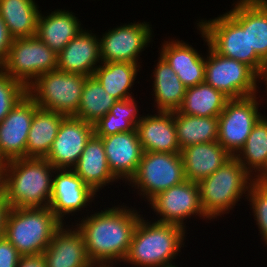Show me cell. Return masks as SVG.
I'll list each match as a JSON object with an SVG mask.
<instances>
[{
    "mask_svg": "<svg viewBox=\"0 0 267 267\" xmlns=\"http://www.w3.org/2000/svg\"><path fill=\"white\" fill-rule=\"evenodd\" d=\"M140 212L132 206L118 204L93 211L90 215L86 212L87 215L74 220L84 237L87 255L93 265L116 266L124 261L135 227L143 215Z\"/></svg>",
    "mask_w": 267,
    "mask_h": 267,
    "instance_id": "6da1fadb",
    "label": "cell"
},
{
    "mask_svg": "<svg viewBox=\"0 0 267 267\" xmlns=\"http://www.w3.org/2000/svg\"><path fill=\"white\" fill-rule=\"evenodd\" d=\"M232 9L214 19L196 20L208 45L218 54L250 66L256 73L265 63L250 49L248 40V0H237Z\"/></svg>",
    "mask_w": 267,
    "mask_h": 267,
    "instance_id": "7a4b0ae2",
    "label": "cell"
},
{
    "mask_svg": "<svg viewBox=\"0 0 267 267\" xmlns=\"http://www.w3.org/2000/svg\"><path fill=\"white\" fill-rule=\"evenodd\" d=\"M55 168L45 158L7 162L3 193L11 208L49 207Z\"/></svg>",
    "mask_w": 267,
    "mask_h": 267,
    "instance_id": "3957f363",
    "label": "cell"
},
{
    "mask_svg": "<svg viewBox=\"0 0 267 267\" xmlns=\"http://www.w3.org/2000/svg\"><path fill=\"white\" fill-rule=\"evenodd\" d=\"M147 219V220H146ZM187 231L179 225L140 217L133 232L124 264L132 267H159L174 264L184 247ZM179 253V254H178Z\"/></svg>",
    "mask_w": 267,
    "mask_h": 267,
    "instance_id": "277c9868",
    "label": "cell"
},
{
    "mask_svg": "<svg viewBox=\"0 0 267 267\" xmlns=\"http://www.w3.org/2000/svg\"><path fill=\"white\" fill-rule=\"evenodd\" d=\"M253 177L232 156L212 175L198 182L200 204L205 216L213 222L229 214L242 197H247ZM244 194V195H243Z\"/></svg>",
    "mask_w": 267,
    "mask_h": 267,
    "instance_id": "5b68a950",
    "label": "cell"
},
{
    "mask_svg": "<svg viewBox=\"0 0 267 267\" xmlns=\"http://www.w3.org/2000/svg\"><path fill=\"white\" fill-rule=\"evenodd\" d=\"M61 226L50 207L11 208L5 237L22 256H38Z\"/></svg>",
    "mask_w": 267,
    "mask_h": 267,
    "instance_id": "8992f818",
    "label": "cell"
},
{
    "mask_svg": "<svg viewBox=\"0 0 267 267\" xmlns=\"http://www.w3.org/2000/svg\"><path fill=\"white\" fill-rule=\"evenodd\" d=\"M86 78L55 69L41 74L27 87V94L39 108L74 116L79 109Z\"/></svg>",
    "mask_w": 267,
    "mask_h": 267,
    "instance_id": "52a82bcc",
    "label": "cell"
},
{
    "mask_svg": "<svg viewBox=\"0 0 267 267\" xmlns=\"http://www.w3.org/2000/svg\"><path fill=\"white\" fill-rule=\"evenodd\" d=\"M207 49L205 80L229 99H239L257 94V73L247 64L216 53L209 45L205 33L198 27Z\"/></svg>",
    "mask_w": 267,
    "mask_h": 267,
    "instance_id": "ba28073f",
    "label": "cell"
},
{
    "mask_svg": "<svg viewBox=\"0 0 267 267\" xmlns=\"http://www.w3.org/2000/svg\"><path fill=\"white\" fill-rule=\"evenodd\" d=\"M181 153L143 152L136 174L127 183L144 201L185 181Z\"/></svg>",
    "mask_w": 267,
    "mask_h": 267,
    "instance_id": "9c48e42d",
    "label": "cell"
},
{
    "mask_svg": "<svg viewBox=\"0 0 267 267\" xmlns=\"http://www.w3.org/2000/svg\"><path fill=\"white\" fill-rule=\"evenodd\" d=\"M57 55L36 35L17 38L0 69L29 87L41 74L57 69Z\"/></svg>",
    "mask_w": 267,
    "mask_h": 267,
    "instance_id": "30bf717a",
    "label": "cell"
},
{
    "mask_svg": "<svg viewBox=\"0 0 267 267\" xmlns=\"http://www.w3.org/2000/svg\"><path fill=\"white\" fill-rule=\"evenodd\" d=\"M262 98V99H261ZM257 95L229 99L218 116V140L224 149L235 156L244 146L251 130L263 117Z\"/></svg>",
    "mask_w": 267,
    "mask_h": 267,
    "instance_id": "8fae6325",
    "label": "cell"
},
{
    "mask_svg": "<svg viewBox=\"0 0 267 267\" xmlns=\"http://www.w3.org/2000/svg\"><path fill=\"white\" fill-rule=\"evenodd\" d=\"M160 223L179 225L187 230L186 221L195 216L209 220L201 207L197 182L185 180L155 195L148 203ZM187 219V220H186Z\"/></svg>",
    "mask_w": 267,
    "mask_h": 267,
    "instance_id": "7c38bea8",
    "label": "cell"
},
{
    "mask_svg": "<svg viewBox=\"0 0 267 267\" xmlns=\"http://www.w3.org/2000/svg\"><path fill=\"white\" fill-rule=\"evenodd\" d=\"M133 22L110 28L98 35L102 62L142 63L140 55L153 41L154 31L149 22Z\"/></svg>",
    "mask_w": 267,
    "mask_h": 267,
    "instance_id": "4fadbf2b",
    "label": "cell"
},
{
    "mask_svg": "<svg viewBox=\"0 0 267 267\" xmlns=\"http://www.w3.org/2000/svg\"><path fill=\"white\" fill-rule=\"evenodd\" d=\"M96 196L72 169H55L49 207L62 224L70 215H82V210L95 203Z\"/></svg>",
    "mask_w": 267,
    "mask_h": 267,
    "instance_id": "5bb4252c",
    "label": "cell"
},
{
    "mask_svg": "<svg viewBox=\"0 0 267 267\" xmlns=\"http://www.w3.org/2000/svg\"><path fill=\"white\" fill-rule=\"evenodd\" d=\"M93 134L94 124L75 116H66L45 159L55 169H72Z\"/></svg>",
    "mask_w": 267,
    "mask_h": 267,
    "instance_id": "9a60e30c",
    "label": "cell"
},
{
    "mask_svg": "<svg viewBox=\"0 0 267 267\" xmlns=\"http://www.w3.org/2000/svg\"><path fill=\"white\" fill-rule=\"evenodd\" d=\"M38 108L26 94L0 123V151L7 160L26 158V145L32 118Z\"/></svg>",
    "mask_w": 267,
    "mask_h": 267,
    "instance_id": "2e32d148",
    "label": "cell"
},
{
    "mask_svg": "<svg viewBox=\"0 0 267 267\" xmlns=\"http://www.w3.org/2000/svg\"><path fill=\"white\" fill-rule=\"evenodd\" d=\"M101 138L109 169L120 182L128 183L136 174L143 154L137 130Z\"/></svg>",
    "mask_w": 267,
    "mask_h": 267,
    "instance_id": "e0dca14e",
    "label": "cell"
},
{
    "mask_svg": "<svg viewBox=\"0 0 267 267\" xmlns=\"http://www.w3.org/2000/svg\"><path fill=\"white\" fill-rule=\"evenodd\" d=\"M46 267H92L82 233L71 225L62 226L42 254Z\"/></svg>",
    "mask_w": 267,
    "mask_h": 267,
    "instance_id": "ac0fdd59",
    "label": "cell"
},
{
    "mask_svg": "<svg viewBox=\"0 0 267 267\" xmlns=\"http://www.w3.org/2000/svg\"><path fill=\"white\" fill-rule=\"evenodd\" d=\"M101 63L100 39L92 29L84 28L57 55V69L66 73L92 76Z\"/></svg>",
    "mask_w": 267,
    "mask_h": 267,
    "instance_id": "d6986e66",
    "label": "cell"
},
{
    "mask_svg": "<svg viewBox=\"0 0 267 267\" xmlns=\"http://www.w3.org/2000/svg\"><path fill=\"white\" fill-rule=\"evenodd\" d=\"M159 51L187 88L204 82L206 54H199L188 42L170 37L162 42Z\"/></svg>",
    "mask_w": 267,
    "mask_h": 267,
    "instance_id": "ffe728a7",
    "label": "cell"
},
{
    "mask_svg": "<svg viewBox=\"0 0 267 267\" xmlns=\"http://www.w3.org/2000/svg\"><path fill=\"white\" fill-rule=\"evenodd\" d=\"M155 112L144 114L136 126L143 152H181L173 112Z\"/></svg>",
    "mask_w": 267,
    "mask_h": 267,
    "instance_id": "44dd1931",
    "label": "cell"
},
{
    "mask_svg": "<svg viewBox=\"0 0 267 267\" xmlns=\"http://www.w3.org/2000/svg\"><path fill=\"white\" fill-rule=\"evenodd\" d=\"M72 170L96 194L109 184L113 185L114 182L116 184L119 181L109 169L102 138L95 134L87 141Z\"/></svg>",
    "mask_w": 267,
    "mask_h": 267,
    "instance_id": "7402d4cb",
    "label": "cell"
},
{
    "mask_svg": "<svg viewBox=\"0 0 267 267\" xmlns=\"http://www.w3.org/2000/svg\"><path fill=\"white\" fill-rule=\"evenodd\" d=\"M46 13L45 16L42 12L39 14L36 36L59 54L84 27L76 14L65 8Z\"/></svg>",
    "mask_w": 267,
    "mask_h": 267,
    "instance_id": "603a6c76",
    "label": "cell"
},
{
    "mask_svg": "<svg viewBox=\"0 0 267 267\" xmlns=\"http://www.w3.org/2000/svg\"><path fill=\"white\" fill-rule=\"evenodd\" d=\"M180 153L185 178L197 183L212 175L232 157L217 141L189 145Z\"/></svg>",
    "mask_w": 267,
    "mask_h": 267,
    "instance_id": "cb8c5ba5",
    "label": "cell"
},
{
    "mask_svg": "<svg viewBox=\"0 0 267 267\" xmlns=\"http://www.w3.org/2000/svg\"><path fill=\"white\" fill-rule=\"evenodd\" d=\"M157 63L150 77L152 83V98L157 111H178L183 103L187 87L180 81L168 62L159 54ZM154 96V97H153Z\"/></svg>",
    "mask_w": 267,
    "mask_h": 267,
    "instance_id": "d4e9b609",
    "label": "cell"
},
{
    "mask_svg": "<svg viewBox=\"0 0 267 267\" xmlns=\"http://www.w3.org/2000/svg\"><path fill=\"white\" fill-rule=\"evenodd\" d=\"M141 68L140 64L129 62H102L93 76L108 94L121 101L134 98L132 88Z\"/></svg>",
    "mask_w": 267,
    "mask_h": 267,
    "instance_id": "484cf974",
    "label": "cell"
},
{
    "mask_svg": "<svg viewBox=\"0 0 267 267\" xmlns=\"http://www.w3.org/2000/svg\"><path fill=\"white\" fill-rule=\"evenodd\" d=\"M66 115L37 108L32 118L26 145V158H46Z\"/></svg>",
    "mask_w": 267,
    "mask_h": 267,
    "instance_id": "4316f807",
    "label": "cell"
},
{
    "mask_svg": "<svg viewBox=\"0 0 267 267\" xmlns=\"http://www.w3.org/2000/svg\"><path fill=\"white\" fill-rule=\"evenodd\" d=\"M40 12L35 0H0V16L13 39L35 36Z\"/></svg>",
    "mask_w": 267,
    "mask_h": 267,
    "instance_id": "83f0119b",
    "label": "cell"
},
{
    "mask_svg": "<svg viewBox=\"0 0 267 267\" xmlns=\"http://www.w3.org/2000/svg\"><path fill=\"white\" fill-rule=\"evenodd\" d=\"M228 100L229 98L221 91L203 82L186 89L183 103L178 111L198 117H218Z\"/></svg>",
    "mask_w": 267,
    "mask_h": 267,
    "instance_id": "f1b7e54d",
    "label": "cell"
},
{
    "mask_svg": "<svg viewBox=\"0 0 267 267\" xmlns=\"http://www.w3.org/2000/svg\"><path fill=\"white\" fill-rule=\"evenodd\" d=\"M180 150L193 144L218 140V117H198L173 112Z\"/></svg>",
    "mask_w": 267,
    "mask_h": 267,
    "instance_id": "f546056e",
    "label": "cell"
},
{
    "mask_svg": "<svg viewBox=\"0 0 267 267\" xmlns=\"http://www.w3.org/2000/svg\"><path fill=\"white\" fill-rule=\"evenodd\" d=\"M136 98L117 101L104 117L94 123V134L105 137L136 130L137 123L144 117L139 115Z\"/></svg>",
    "mask_w": 267,
    "mask_h": 267,
    "instance_id": "4dcf8cb0",
    "label": "cell"
},
{
    "mask_svg": "<svg viewBox=\"0 0 267 267\" xmlns=\"http://www.w3.org/2000/svg\"><path fill=\"white\" fill-rule=\"evenodd\" d=\"M116 102L117 100L104 90L93 75L87 76L82 89L79 109L74 116L94 124L109 113Z\"/></svg>",
    "mask_w": 267,
    "mask_h": 267,
    "instance_id": "1f68e13d",
    "label": "cell"
},
{
    "mask_svg": "<svg viewBox=\"0 0 267 267\" xmlns=\"http://www.w3.org/2000/svg\"><path fill=\"white\" fill-rule=\"evenodd\" d=\"M254 178L267 162V116L266 114L251 130L244 146L234 156Z\"/></svg>",
    "mask_w": 267,
    "mask_h": 267,
    "instance_id": "d6a6232c",
    "label": "cell"
},
{
    "mask_svg": "<svg viewBox=\"0 0 267 267\" xmlns=\"http://www.w3.org/2000/svg\"><path fill=\"white\" fill-rule=\"evenodd\" d=\"M248 40L250 49L267 62V0H248Z\"/></svg>",
    "mask_w": 267,
    "mask_h": 267,
    "instance_id": "836d02e7",
    "label": "cell"
},
{
    "mask_svg": "<svg viewBox=\"0 0 267 267\" xmlns=\"http://www.w3.org/2000/svg\"><path fill=\"white\" fill-rule=\"evenodd\" d=\"M27 94V87L0 69V123Z\"/></svg>",
    "mask_w": 267,
    "mask_h": 267,
    "instance_id": "e575fe53",
    "label": "cell"
},
{
    "mask_svg": "<svg viewBox=\"0 0 267 267\" xmlns=\"http://www.w3.org/2000/svg\"><path fill=\"white\" fill-rule=\"evenodd\" d=\"M246 200L249 201L250 210L252 209V214L258 231L261 236V240L267 245V189L252 183L250 185Z\"/></svg>",
    "mask_w": 267,
    "mask_h": 267,
    "instance_id": "d590c367",
    "label": "cell"
},
{
    "mask_svg": "<svg viewBox=\"0 0 267 267\" xmlns=\"http://www.w3.org/2000/svg\"><path fill=\"white\" fill-rule=\"evenodd\" d=\"M22 255L6 237L0 239V267H17Z\"/></svg>",
    "mask_w": 267,
    "mask_h": 267,
    "instance_id": "8d00e7d4",
    "label": "cell"
},
{
    "mask_svg": "<svg viewBox=\"0 0 267 267\" xmlns=\"http://www.w3.org/2000/svg\"><path fill=\"white\" fill-rule=\"evenodd\" d=\"M13 38L11 37L8 28L0 16V66L5 61L9 48L11 47Z\"/></svg>",
    "mask_w": 267,
    "mask_h": 267,
    "instance_id": "74e56055",
    "label": "cell"
},
{
    "mask_svg": "<svg viewBox=\"0 0 267 267\" xmlns=\"http://www.w3.org/2000/svg\"><path fill=\"white\" fill-rule=\"evenodd\" d=\"M11 207L9 206L6 196L3 193L0 196V239L5 237L6 220Z\"/></svg>",
    "mask_w": 267,
    "mask_h": 267,
    "instance_id": "f35d334b",
    "label": "cell"
},
{
    "mask_svg": "<svg viewBox=\"0 0 267 267\" xmlns=\"http://www.w3.org/2000/svg\"><path fill=\"white\" fill-rule=\"evenodd\" d=\"M17 267H46V264L42 255L22 256Z\"/></svg>",
    "mask_w": 267,
    "mask_h": 267,
    "instance_id": "ab89813d",
    "label": "cell"
},
{
    "mask_svg": "<svg viewBox=\"0 0 267 267\" xmlns=\"http://www.w3.org/2000/svg\"><path fill=\"white\" fill-rule=\"evenodd\" d=\"M262 81V82H261ZM259 83H265L264 85L266 86V88H264L265 90L263 91V92H266V96H267V62H265L262 66H261V68H260V70H259V72L257 73V96L259 95L258 93H260L259 92ZM265 100H267V98L265 99Z\"/></svg>",
    "mask_w": 267,
    "mask_h": 267,
    "instance_id": "60d3db41",
    "label": "cell"
},
{
    "mask_svg": "<svg viewBox=\"0 0 267 267\" xmlns=\"http://www.w3.org/2000/svg\"><path fill=\"white\" fill-rule=\"evenodd\" d=\"M253 183L267 189V162L260 172L253 178Z\"/></svg>",
    "mask_w": 267,
    "mask_h": 267,
    "instance_id": "b9f144b4",
    "label": "cell"
},
{
    "mask_svg": "<svg viewBox=\"0 0 267 267\" xmlns=\"http://www.w3.org/2000/svg\"><path fill=\"white\" fill-rule=\"evenodd\" d=\"M7 160L2 156L1 151H0V170H4L5 167L7 166Z\"/></svg>",
    "mask_w": 267,
    "mask_h": 267,
    "instance_id": "7bdbcfd3",
    "label": "cell"
},
{
    "mask_svg": "<svg viewBox=\"0 0 267 267\" xmlns=\"http://www.w3.org/2000/svg\"><path fill=\"white\" fill-rule=\"evenodd\" d=\"M3 173L4 170H0V196L3 194Z\"/></svg>",
    "mask_w": 267,
    "mask_h": 267,
    "instance_id": "ee69618b",
    "label": "cell"
},
{
    "mask_svg": "<svg viewBox=\"0 0 267 267\" xmlns=\"http://www.w3.org/2000/svg\"><path fill=\"white\" fill-rule=\"evenodd\" d=\"M115 265H93L92 267H114Z\"/></svg>",
    "mask_w": 267,
    "mask_h": 267,
    "instance_id": "f6af8a7d",
    "label": "cell"
},
{
    "mask_svg": "<svg viewBox=\"0 0 267 267\" xmlns=\"http://www.w3.org/2000/svg\"><path fill=\"white\" fill-rule=\"evenodd\" d=\"M159 267H178V265H175V263H174V264H170V265H166V266H159Z\"/></svg>",
    "mask_w": 267,
    "mask_h": 267,
    "instance_id": "bcb514c9",
    "label": "cell"
}]
</instances>
